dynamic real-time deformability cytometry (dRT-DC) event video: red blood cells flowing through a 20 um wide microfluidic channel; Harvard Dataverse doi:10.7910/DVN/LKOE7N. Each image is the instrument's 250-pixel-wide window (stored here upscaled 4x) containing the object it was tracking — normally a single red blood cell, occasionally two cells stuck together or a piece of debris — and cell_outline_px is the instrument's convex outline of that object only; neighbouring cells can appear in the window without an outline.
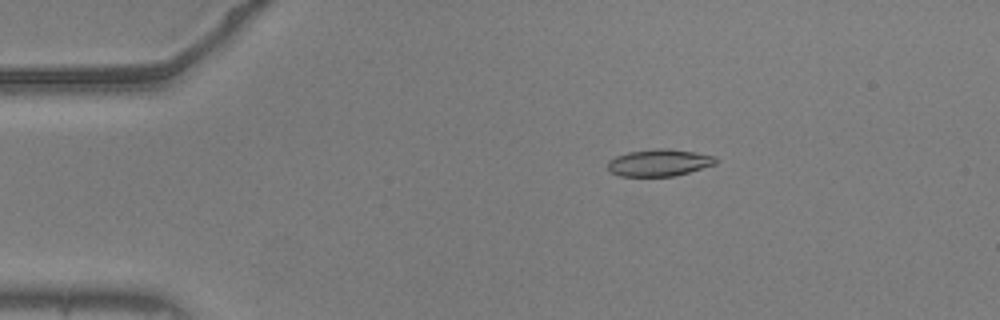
{"species": "common noctule bat (a hibernating species)", "species_latin": "Nyctalus noctula", "temperature_condition": "warm", "stored_images_in_passage": 12, "camera_frame_rate_fps": 3000, "um_per_image_px": 0.085, "animal": {"sex": "male", "body_mass_g": 20.5, "forearm_length_mm": 52.5}, "frame": {"image": 1, "passage_image": 10, "time_ms": 3.0, "image_size_px": [1000, 320], "cell_outline_px": [[716, 164], [688, 172], [672, 176], [620, 176], [608, 172], [608, 160], [616, 156], [628, 152], [656, 148], [668, 148], [716, 156]], "centroid_in_image_um": [55.98, 13.82], "position_along_channel_um": 29.0, "area_um2": 16.94}}